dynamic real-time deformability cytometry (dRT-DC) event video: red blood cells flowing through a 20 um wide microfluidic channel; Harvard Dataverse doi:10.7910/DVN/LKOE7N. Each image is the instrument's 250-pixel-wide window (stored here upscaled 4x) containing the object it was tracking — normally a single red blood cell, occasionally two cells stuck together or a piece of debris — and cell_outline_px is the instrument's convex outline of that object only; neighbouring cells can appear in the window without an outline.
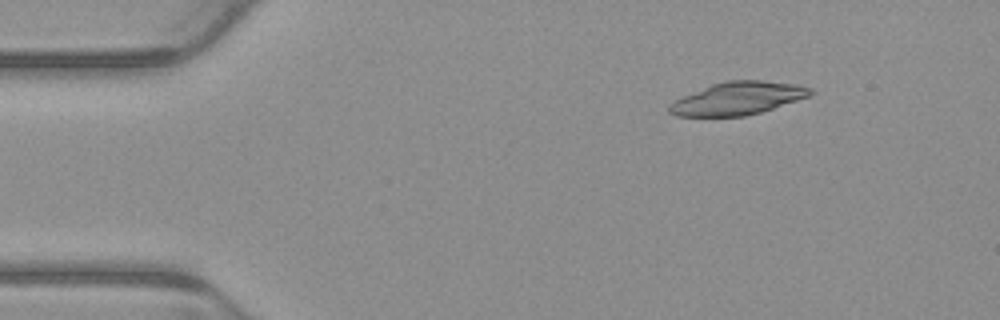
{"species": "common noctule bat (a hibernating species)", "species_latin": "Nyctalus noctula", "temperature_condition": "warm", "stored_images_in_passage": 4, "camera_frame_rate_fps": 3000, "um_per_image_px": 0.085, "animal": {"sex": "male", "body_mass_g": 23.1, "forearm_length_mm": 52.7}, "frame": {"image": 1, "passage_image": 2, "time_ms": 0.333, "image_size_px": [1000, 320], "cell_outline_px": [[816, 92], [812, 96], [760, 112], [744, 116], [676, 116], [668, 112], [668, 104], [684, 96], [712, 84], [728, 80], [764, 80], [796, 84], [812, 88]], "centroid_in_image_um": [62.77, 8.36], "position_along_channel_um": 22.2, "area_um2": 26.99}}